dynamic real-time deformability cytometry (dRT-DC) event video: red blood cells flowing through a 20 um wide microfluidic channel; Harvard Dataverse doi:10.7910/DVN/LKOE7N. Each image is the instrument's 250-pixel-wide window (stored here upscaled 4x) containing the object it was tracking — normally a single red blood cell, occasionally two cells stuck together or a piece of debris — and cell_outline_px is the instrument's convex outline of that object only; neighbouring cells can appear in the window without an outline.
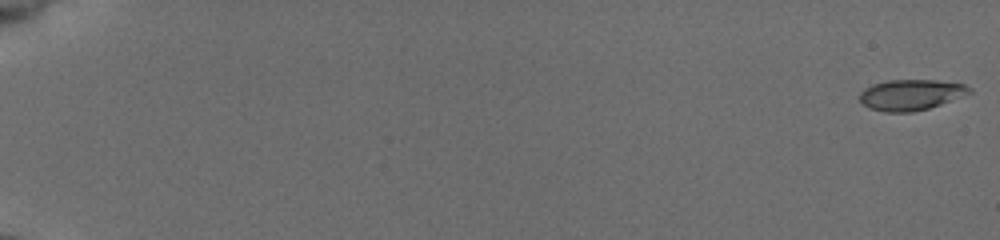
{"species": "common noctule bat (a hibernating species)", "species_latin": "Nyctalus noctula", "temperature_condition": "cold", "stored_images_in_passage": 55, "camera_frame_rate_fps": 3000, "um_per_image_px": 0.085, "animal": {"sex": "female", "body_mass_g": 19.5, "forearm_length_mm": 54.1}, "frame": {"image": 1, "passage_image": 1, "time_ms": 0.0, "image_size_px": [1000, 240], "cell_outline_px": [[972, 92], [940, 104], [928, 108], [912, 112], [884, 112], [868, 108], [860, 100], [860, 92], [864, 88], [872, 84], [888, 80], [936, 80], [964, 84], [972, 88]], "centroid_in_image_um": [77.4, 8.05], "position_along_channel_um": 7.6, "area_um2": 19.59}}
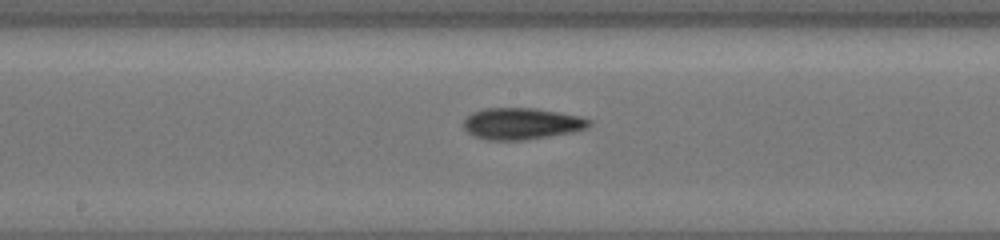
{"frame": {"image": 2, "passage_image": 32, "time_ms": 10.333, "image_size_px": [1000, 240], "cell_outline_px": [[592, 124], [588, 128], [572, 132], [524, 140], [488, 140], [472, 136], [464, 128], [464, 120], [472, 112], [484, 108], [536, 108], [580, 116], [592, 120]], "centroid_in_image_um": [44.34, 10.51], "position_along_channel_um": 203.9, "area_um2": 23.18}}
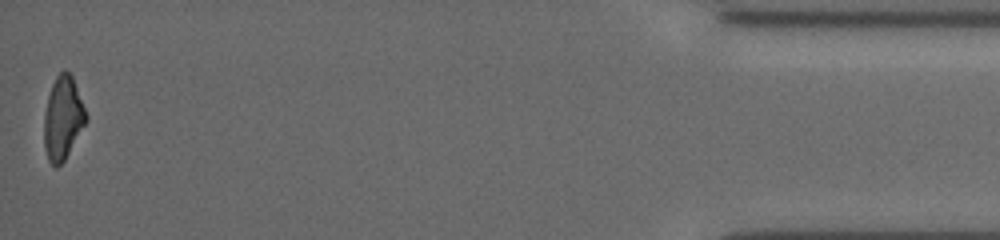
{"frame": {"image": 3, "passage_image": 55, "time_ms": 18.0, "image_size_px": [1000, 240], "cell_outline_px": [[88, 120], [64, 160], [56, 168], [48, 160], [44, 148], [44, 112], [48, 96], [52, 84], [56, 76], [64, 68], [72, 76], [88, 116]], "centroid_in_image_um": [5.34, 10.03], "position_along_channel_um": 429.9, "area_um2": 20.35}, "authors_computed_cell_mechanics": {"area_um2": 20.808, "velocity_mm_per_s": 3.9263, "shape_relaxation_time_tau1_ms": 2.0131, "shape_relaxation_time_tau2_ms": 3.599, "deformation_change_tau1": 0.1332, "deformation_change_tau2": 0.1317}}